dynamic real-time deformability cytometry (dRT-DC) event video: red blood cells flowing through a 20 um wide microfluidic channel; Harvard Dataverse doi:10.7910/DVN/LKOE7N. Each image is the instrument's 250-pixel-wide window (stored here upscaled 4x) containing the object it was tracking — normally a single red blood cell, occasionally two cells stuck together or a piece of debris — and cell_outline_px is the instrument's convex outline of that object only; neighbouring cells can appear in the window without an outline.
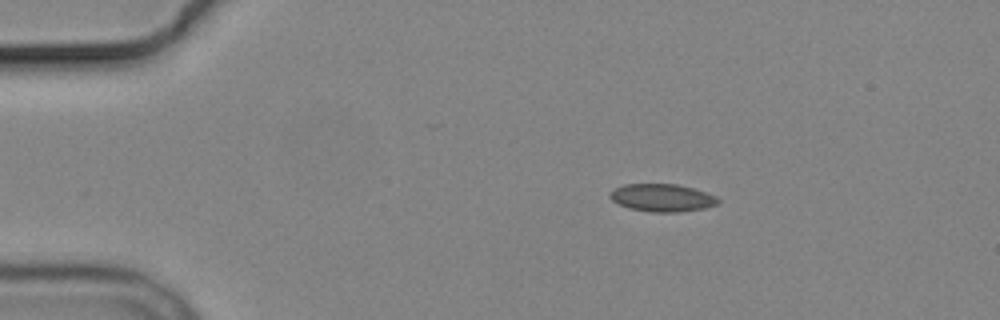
{"species": "common noctule bat (a hibernating species)", "species_latin": "Nyctalus noctula", "temperature_condition": "cold", "stored_images_in_passage": 3, "camera_frame_rate_fps": 3000, "um_per_image_px": 0.085, "animal": {"sex": "male", "body_mass_g": 19.2, "forearm_length_mm": 51.8}, "frame": {"image": 1, "passage_image": 3, "time_ms": 2.333, "image_size_px": [1000, 320], "cell_outline_px": [[720, 200], [716, 204], [704, 208], [680, 212], [652, 212], [628, 208], [612, 200], [608, 196], [612, 188], [624, 184], [676, 184], [692, 188], [716, 196]], "centroid_in_image_um": [56.23, 16.8], "position_along_channel_um": 28.8, "area_um2": 17.4}}